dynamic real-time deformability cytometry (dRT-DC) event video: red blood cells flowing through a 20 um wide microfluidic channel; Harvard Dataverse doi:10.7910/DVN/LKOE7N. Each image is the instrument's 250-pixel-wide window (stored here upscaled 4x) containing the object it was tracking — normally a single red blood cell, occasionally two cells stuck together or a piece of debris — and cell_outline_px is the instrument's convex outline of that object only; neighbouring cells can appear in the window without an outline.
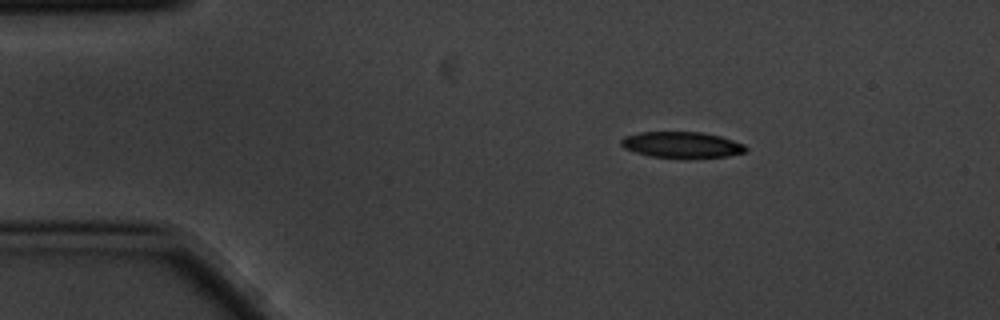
{"species": "common noctule bat (a hibernating species)", "species_latin": "Nyctalus noctula", "temperature_condition": "cold", "stored_images_in_passage": 3, "camera_frame_rate_fps": 3000, "um_per_image_px": 0.085, "animal": {"sex": "male", "body_mass_g": 20.1, "forearm_length_mm": 53.5}, "frame": {"image": 1, "passage_image": 1, "time_ms": 0.0, "image_size_px": [1000, 320], "cell_outline_px": [[748, 152], [728, 156], [652, 156], [636, 152], [624, 148], [620, 144], [620, 140], [624, 136], [640, 132], [704, 132], [720, 136], [744, 144], [748, 148]], "centroid_in_image_um": [57.96, 12.27], "position_along_channel_um": 27.0, "area_um2": 18.44}}